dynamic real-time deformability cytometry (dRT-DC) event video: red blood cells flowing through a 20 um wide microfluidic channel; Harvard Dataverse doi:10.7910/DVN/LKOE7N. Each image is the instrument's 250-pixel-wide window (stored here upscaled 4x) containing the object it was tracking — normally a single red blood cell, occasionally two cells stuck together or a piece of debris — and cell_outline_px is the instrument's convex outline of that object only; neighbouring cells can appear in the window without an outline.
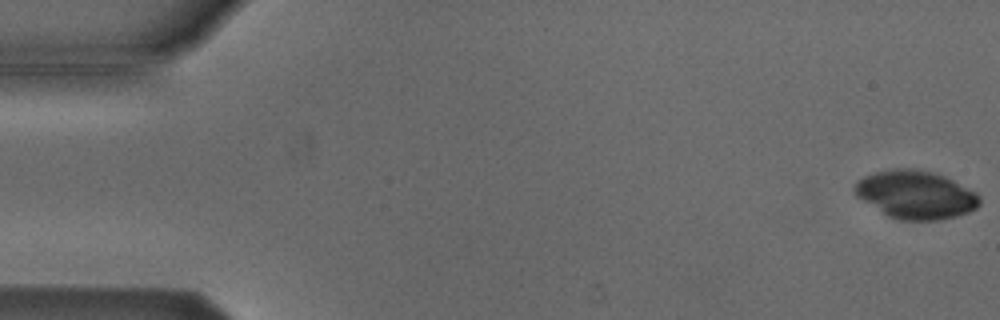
{"species": "Egyptian fruit bat (a non-hibernating species)", "species_latin": "Rousettus aegyptiacus", "temperature_condition": "cold", "stored_images_in_passage": 22, "camera_frame_rate_fps": 3000, "um_per_image_px": 0.085, "animal": {"sex": "male"}, "frame": {"image": 1, "passage_image": 1, "time_ms": 0.0, "image_size_px": [1000, 320], "cell_outline_px": [[980, 204], [976, 208], [968, 212], [956, 216], [940, 220], [900, 220], [888, 216], [856, 196], [856, 184], [864, 176], [876, 172], [896, 168], [912, 168], [932, 172], [944, 176], [976, 192], [980, 196]], "centroid_in_image_um": [77.86, 16.55], "position_along_channel_um": 7.1, "area_um2": 34.68}}
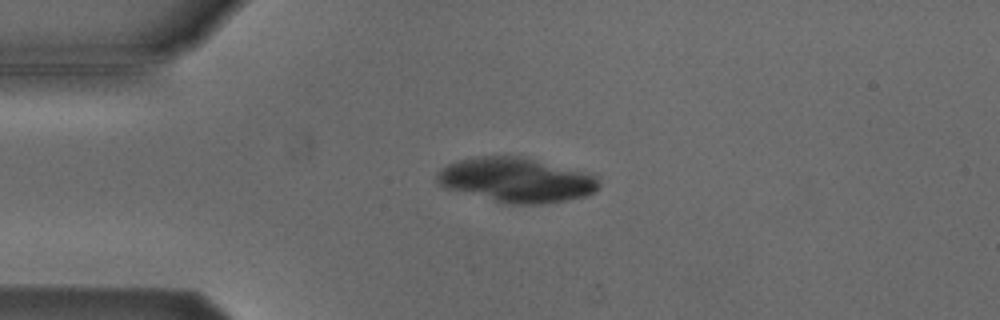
{"frame": {"image": 2, "passage_image": 13, "time_ms": 4.0, "image_size_px": [1000, 320], "cell_outline_px": [[600, 184], [592, 192], [584, 196], [564, 200], [540, 204], [508, 204], [448, 188], [440, 184], [436, 180], [436, 176], [440, 168], [448, 164], [460, 160], [480, 156], [520, 156], [592, 176]], "centroid_in_image_um": [43.79, 15.3], "position_along_channel_um": 41.2, "area_um2": 40.58}}